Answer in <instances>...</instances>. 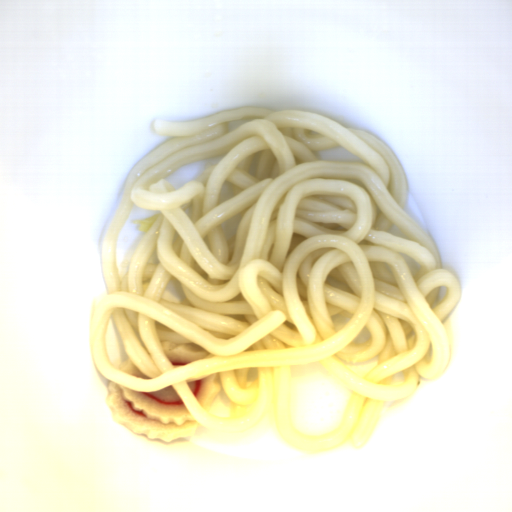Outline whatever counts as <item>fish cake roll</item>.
<instances>
[{"mask_svg":"<svg viewBox=\"0 0 512 512\" xmlns=\"http://www.w3.org/2000/svg\"><path fill=\"white\" fill-rule=\"evenodd\" d=\"M106 388L104 402L113 420L149 441L191 438L202 427L172 384L156 392H137L108 379Z\"/></svg>","mask_w":512,"mask_h":512,"instance_id":"fish-cake-roll-1","label":"fish cake roll"},{"mask_svg":"<svg viewBox=\"0 0 512 512\" xmlns=\"http://www.w3.org/2000/svg\"><path fill=\"white\" fill-rule=\"evenodd\" d=\"M163 350L174 368L203 360L210 353L196 343L174 342L172 340L160 341Z\"/></svg>","mask_w":512,"mask_h":512,"instance_id":"fish-cake-roll-2","label":"fish cake roll"},{"mask_svg":"<svg viewBox=\"0 0 512 512\" xmlns=\"http://www.w3.org/2000/svg\"><path fill=\"white\" fill-rule=\"evenodd\" d=\"M219 380L220 372L204 379L187 382L199 406L207 412L222 389Z\"/></svg>","mask_w":512,"mask_h":512,"instance_id":"fish-cake-roll-3","label":"fish cake roll"},{"mask_svg":"<svg viewBox=\"0 0 512 512\" xmlns=\"http://www.w3.org/2000/svg\"><path fill=\"white\" fill-rule=\"evenodd\" d=\"M117 369L132 377H136L143 380H150L136 367V365L132 362L130 358L125 360L119 366H117Z\"/></svg>","mask_w":512,"mask_h":512,"instance_id":"fish-cake-roll-4","label":"fish cake roll"}]
</instances>
